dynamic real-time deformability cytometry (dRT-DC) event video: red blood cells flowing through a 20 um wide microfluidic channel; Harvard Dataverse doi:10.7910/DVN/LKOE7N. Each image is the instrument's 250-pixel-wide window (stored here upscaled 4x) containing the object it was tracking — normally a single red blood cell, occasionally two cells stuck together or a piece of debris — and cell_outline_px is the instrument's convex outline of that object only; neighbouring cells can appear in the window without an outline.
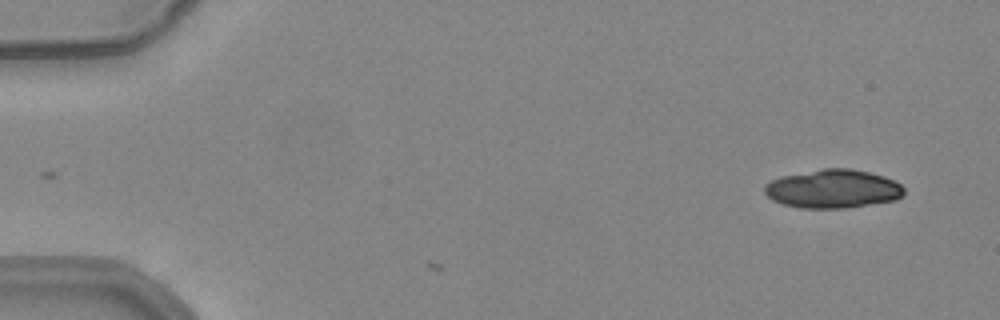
{"species": "common noctule bat (a hibernating species)", "species_latin": "Nyctalus noctula", "temperature_condition": "warm", "stored_images_in_passage": 2, "camera_frame_rate_fps": 3000, "um_per_image_px": 0.085, "animal": {"sex": "female", "body_mass_g": 24.6, "forearm_length_mm": 56.2}, "frame": {"image": 1, "passage_image": 2, "time_ms": 0.333, "image_size_px": [1000, 320], "cell_outline_px": [[904, 196], [896, 200], [844, 208], [800, 208], [784, 204], [772, 200], [764, 192], [764, 184], [780, 176], [824, 168], [848, 168], [868, 172], [884, 176], [900, 184], [904, 188]], "centroid_in_image_um": [70.79, 16.05], "position_along_channel_um": 14.2, "area_um2": 31.39}}